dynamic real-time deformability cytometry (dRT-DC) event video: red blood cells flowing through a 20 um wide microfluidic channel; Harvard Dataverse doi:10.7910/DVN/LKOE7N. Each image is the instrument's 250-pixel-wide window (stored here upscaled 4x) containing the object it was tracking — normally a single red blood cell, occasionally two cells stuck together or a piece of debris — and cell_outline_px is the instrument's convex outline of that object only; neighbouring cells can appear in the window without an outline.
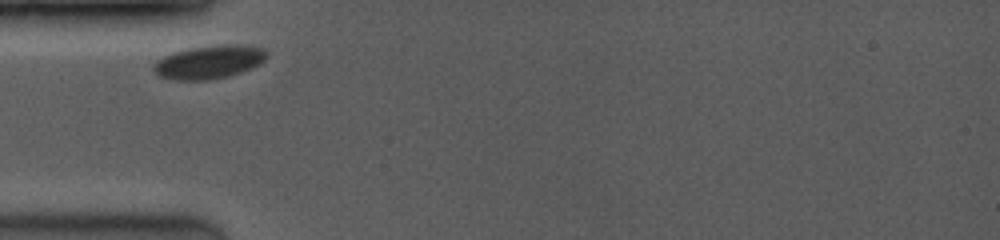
{"species": "common noctule bat (a hibernating species)", "species_latin": "Nyctalus noctula", "temperature_condition": "room temperature", "stored_images_in_passage": 9, "camera_frame_rate_fps": 3500, "um_per_image_px": 0.085, "animal": {"sex": "female", "body_mass_g": 19.0, "forearm_length_mm": 53.3}, "frame": {"image": 1, "passage_image": 1, "time_ms": 0.0, "image_size_px": [1000, 240], "cell_outline_px": [[268, 56], [260, 64], [252, 68], [228, 76], [208, 80], [176, 80], [160, 76], [152, 68], [152, 64], [156, 60], [164, 56], [188, 48], [220, 44], [264, 48], [268, 52]], "centroid_in_image_um": [17.76, 5.28], "position_along_channel_um": 67.2, "area_um2": 21.85}}
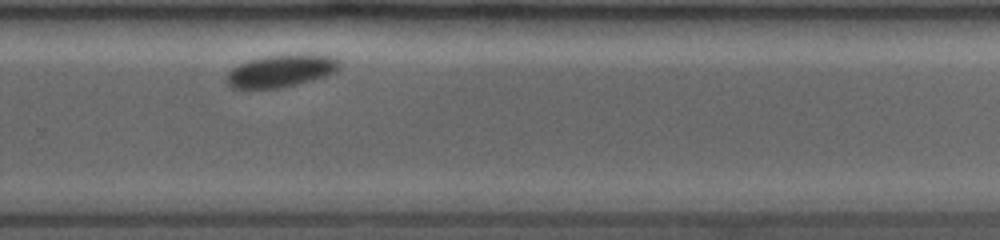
{"frame": {"image": 2, "passage_image": 7, "time_ms": 6.571, "image_size_px": [1000, 240], "cell_outline_px": [[340, 64], [328, 76], [280, 88], [232, 88], [224, 80], [228, 72], [232, 68], [248, 60], [268, 56], [312, 52], [332, 56], [340, 60]], "centroid_in_image_um": [23.91, 6.0], "position_along_channel_um": 305.9, "area_um2": 21.56}}
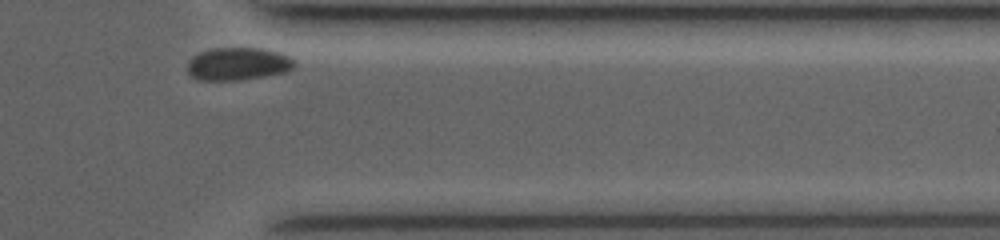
{"frame": {"image": 3, "passage_image": 9, "time_ms": 8.857, "image_size_px": [1000, 240], "cell_outline_px": [[296, 64], [292, 68], [284, 72], [264, 76], [240, 80], [200, 80], [192, 76], [188, 72], [188, 60], [192, 56], [200, 52], [212, 48], [260, 48], [280, 52], [288, 56]], "centroid_in_image_um": [20.2, 5.42], "position_along_channel_um": 391.2, "area_um2": 20.35}}